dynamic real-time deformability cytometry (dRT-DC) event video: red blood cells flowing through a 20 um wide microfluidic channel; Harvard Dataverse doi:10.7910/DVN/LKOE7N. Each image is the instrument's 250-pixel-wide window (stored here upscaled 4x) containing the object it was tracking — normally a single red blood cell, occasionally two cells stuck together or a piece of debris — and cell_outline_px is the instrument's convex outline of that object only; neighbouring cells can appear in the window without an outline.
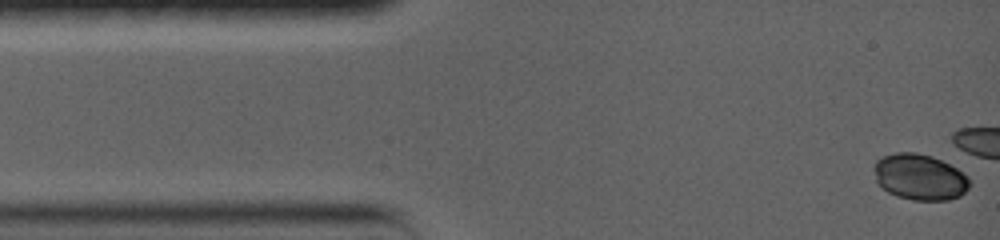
{"species": "common noctule bat (a hibernating species)", "species_latin": "Nyctalus noctula", "temperature_condition": "warm", "stored_images_in_passage": 4, "camera_frame_rate_fps": 5000, "um_per_image_px": 0.085, "animal": {"sex": "female", "body_mass_g": 19.0, "forearm_length_mm": 56.7}, "frame": {"image": 1, "passage_image": 1, "time_ms": 0.0, "image_size_px": [1000, 240], "cell_outline_px": [[972, 184], [960, 196], [948, 200], [912, 200], [896, 196], [888, 192], [876, 180], [876, 160], [884, 156], [896, 152], [916, 152], [932, 156], [956, 168], [968, 176]], "centroid_in_image_um": [78.22, 15.05], "position_along_channel_um": 6.8, "area_um2": 25.43}}